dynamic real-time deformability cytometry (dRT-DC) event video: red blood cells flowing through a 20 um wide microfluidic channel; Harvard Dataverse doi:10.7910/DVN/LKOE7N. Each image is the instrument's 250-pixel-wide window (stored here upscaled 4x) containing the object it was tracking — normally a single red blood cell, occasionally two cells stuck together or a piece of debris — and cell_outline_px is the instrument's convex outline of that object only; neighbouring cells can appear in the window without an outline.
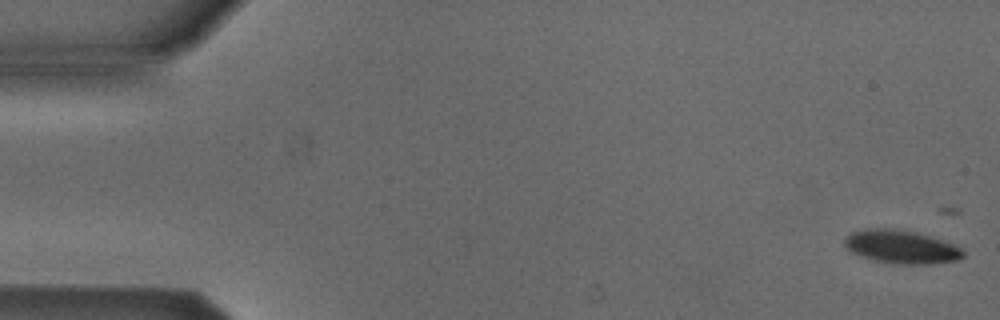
{"species": "Egyptian fruit bat (a non-hibernating species)", "species_latin": "Rousettus aegyptiacus", "temperature_condition": "cold", "stored_images_in_passage": 10, "camera_frame_rate_fps": 3000, "um_per_image_px": 0.085, "animal": {"sex": "male"}, "frame": {"image": 1, "passage_image": 2, "time_ms": 0.333, "image_size_px": [1000, 320], "cell_outline_px": [[964, 256], [960, 260], [928, 264], [904, 264], [876, 260], [860, 256], [852, 252], [844, 244], [844, 240], [852, 232], [864, 228], [888, 228], [912, 232], [928, 236], [952, 244], [960, 248], [964, 252]], "centroid_in_image_um": [76.6, 20.98], "position_along_channel_um": 8.4, "area_um2": 22.54}}